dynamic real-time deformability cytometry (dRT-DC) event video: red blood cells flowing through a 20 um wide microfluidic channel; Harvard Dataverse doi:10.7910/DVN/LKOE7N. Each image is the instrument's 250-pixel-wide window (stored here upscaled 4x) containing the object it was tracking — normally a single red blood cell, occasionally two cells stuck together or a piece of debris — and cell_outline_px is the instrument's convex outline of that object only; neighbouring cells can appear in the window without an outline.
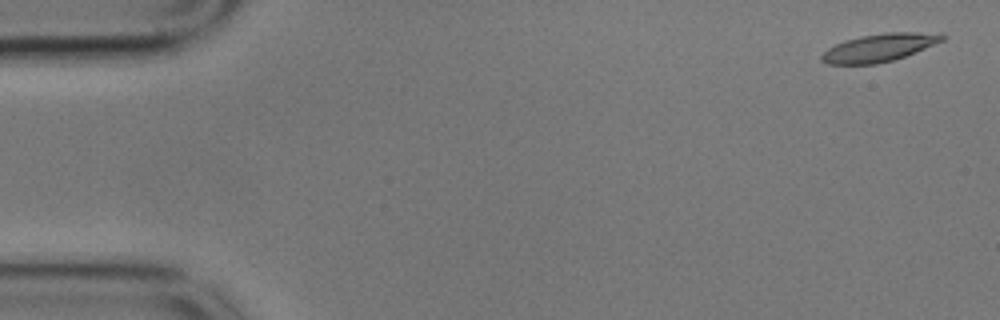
{"species": "common noctule bat (a hibernating species)", "species_latin": "Nyctalus noctula", "temperature_condition": "cold", "stored_images_in_passage": 55, "camera_frame_rate_fps": 3000, "um_per_image_px": 0.085, "animal": {"sex": "male", "body_mass_g": 17.9}, "frame": {"image": 1, "passage_image": 1, "time_ms": 0.0, "image_size_px": [1000, 320], "cell_outline_px": [[944, 40], [904, 56], [892, 60], [876, 64], [828, 64], [820, 60], [820, 56], [828, 48], [844, 40], [860, 36], [884, 32], [940, 32], [944, 36]], "centroid_in_image_um": [74.72, 4.03], "position_along_channel_um": 10.3, "area_um2": 19.54}}
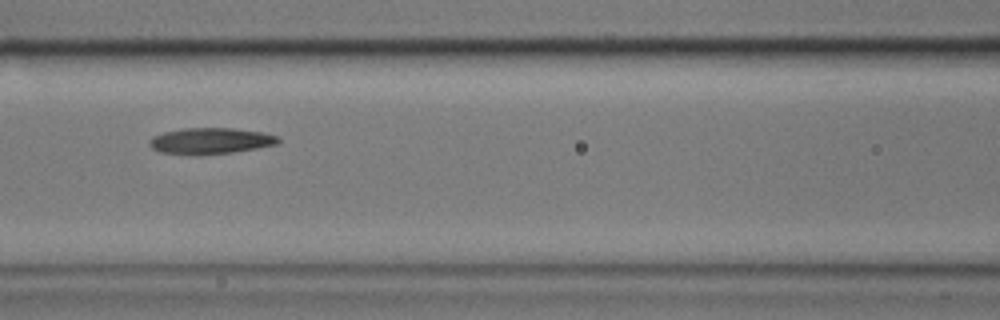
{"frame": {"image": 2, "passage_image": 23, "time_ms": 7.333, "image_size_px": [1000, 320], "cell_outline_px": [[280, 140], [276, 144], [256, 148], [232, 152], [196, 156], [160, 152], [152, 148], [148, 144], [148, 140], [152, 136], [164, 132], [184, 128], [232, 128], [260, 132], [280, 136]], "centroid_in_image_um": [17.84, 11.98], "position_along_channel_um": 148.8, "area_um2": 19.77}}
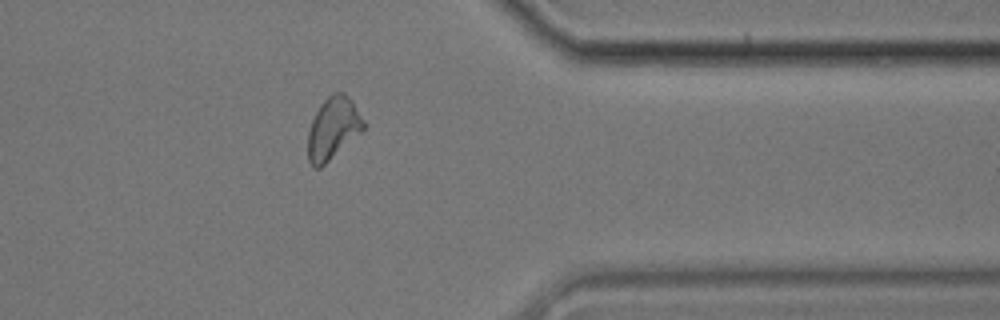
{"frame": {"image": 3, "passage_image": 44, "time_ms": 14.333, "image_size_px": [1000, 320], "cell_outline_px": [[368, 124], [360, 132], [320, 168], [312, 168], [308, 160], [308, 132], [312, 120], [320, 104], [332, 92], [344, 92], [352, 100]], "centroid_in_image_um": [28.31, 10.88], "position_along_channel_um": 383.1, "area_um2": 20.11}, "authors_computed_cell_mechanics": {"area_um2": 19.7098, "velocity_mm_per_s": 3.5311, "shape_relaxation_time_tau1_ms": 4.7989, "shape_relaxation_time_tau2_ms": 3.8007, "deformation_change_tau1": 0.1504, "deformation_change_tau2": 0.1114}}